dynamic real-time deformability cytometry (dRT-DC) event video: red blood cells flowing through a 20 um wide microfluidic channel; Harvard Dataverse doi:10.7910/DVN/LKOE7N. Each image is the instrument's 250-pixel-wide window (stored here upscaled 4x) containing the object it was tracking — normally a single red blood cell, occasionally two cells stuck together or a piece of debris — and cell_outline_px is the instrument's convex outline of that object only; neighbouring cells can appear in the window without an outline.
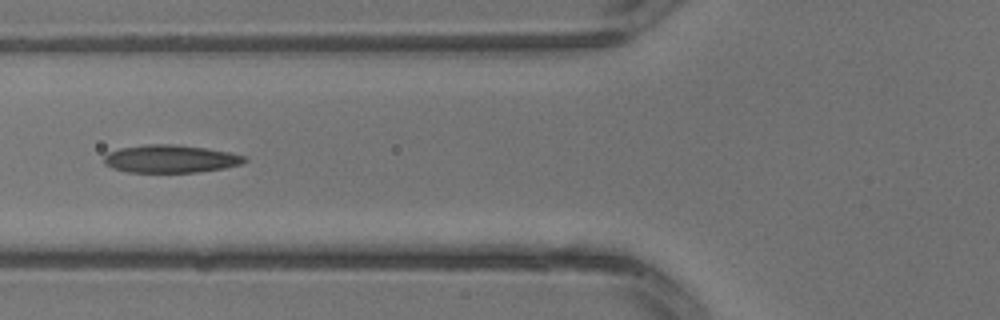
{"species": "common noctule bat (a hibernating species)", "species_latin": "Nyctalus noctula", "temperature_condition": "warm", "stored_images_in_passage": 4, "camera_frame_rate_fps": 3000, "um_per_image_px": 0.085, "animal": {"sex": "male", "body_mass_g": 13.3}, "frame": {"image": 1, "passage_image": 4, "time_ms": 1.0, "image_size_px": [1000, 320], "cell_outline_px": [[248, 160], [240, 164], [224, 168], [196, 172], [128, 172], [112, 168], [104, 164], [104, 156], [108, 152], [120, 148], [144, 144], [176, 144], [204, 148], [228, 152], [244, 156]], "centroid_in_image_um": [14.45, 13.5], "position_along_channel_um": 111.4, "area_um2": 22.72}}